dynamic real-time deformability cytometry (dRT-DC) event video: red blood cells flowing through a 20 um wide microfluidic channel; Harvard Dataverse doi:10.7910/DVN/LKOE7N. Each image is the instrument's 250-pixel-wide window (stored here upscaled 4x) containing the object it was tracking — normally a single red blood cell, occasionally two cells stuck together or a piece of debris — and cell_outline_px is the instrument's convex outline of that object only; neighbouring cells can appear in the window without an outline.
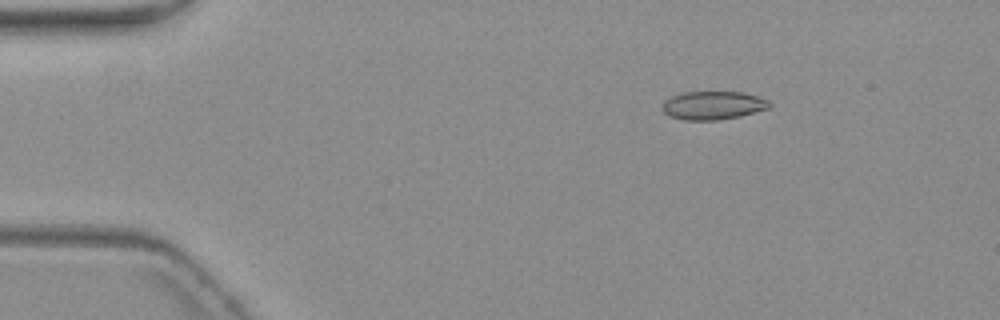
{"species": "common noctule bat (a hibernating species)", "species_latin": "Nyctalus noctula", "temperature_condition": "warm", "stored_images_in_passage": 3, "camera_frame_rate_fps": 3000, "um_per_image_px": 0.085, "animal": {"sex": "female", "body_mass_g": 19.3, "forearm_length_mm": 54.1}, "frame": {"image": 1, "passage_image": 1, "time_ms": 0.0, "image_size_px": [1000, 320], "cell_outline_px": [[772, 104], [768, 108], [740, 116], [720, 120], [684, 120], [668, 116], [660, 108], [664, 100], [672, 96], [684, 92], [744, 92], [768, 100]], "centroid_in_image_um": [60.57, 8.96], "position_along_channel_um": 24.4, "area_um2": 17.8}}